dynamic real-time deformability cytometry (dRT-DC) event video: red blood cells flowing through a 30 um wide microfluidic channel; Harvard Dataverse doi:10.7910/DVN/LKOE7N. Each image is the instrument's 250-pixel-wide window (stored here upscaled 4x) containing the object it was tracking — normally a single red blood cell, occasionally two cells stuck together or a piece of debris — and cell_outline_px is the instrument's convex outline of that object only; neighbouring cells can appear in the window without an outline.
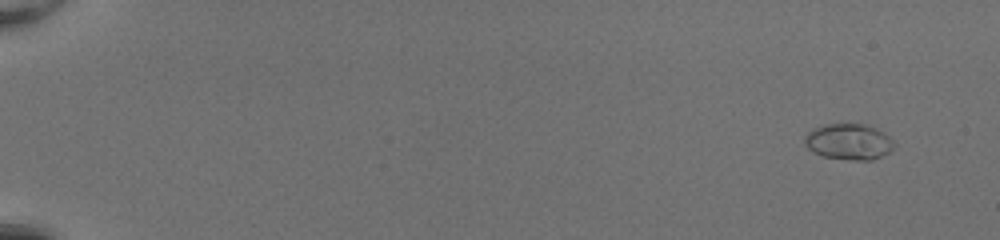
{"species": "common noctule bat (a hibernating species)", "species_latin": "Nyctalus noctula", "temperature_condition": "room temperature", "stored_images_in_passage": 50, "camera_frame_rate_fps": 3000, "um_per_image_px": 0.085, "animal": {"sex": "female", "body_mass_g": 20.0, "forearm_length_mm": 54.0}, "frame": {"image": 1, "passage_image": 1, "time_ms": 0.0, "image_size_px": [1000, 240], "cell_outline_px": [[896, 144], [888, 152], [872, 160], [852, 160], [824, 156], [812, 152], [804, 144], [804, 136], [812, 128], [824, 124], [864, 124], [876, 128], [884, 132]], "centroid_in_image_um": [72.12, 12.03], "position_along_channel_um": 12.9, "area_um2": 18.79}}
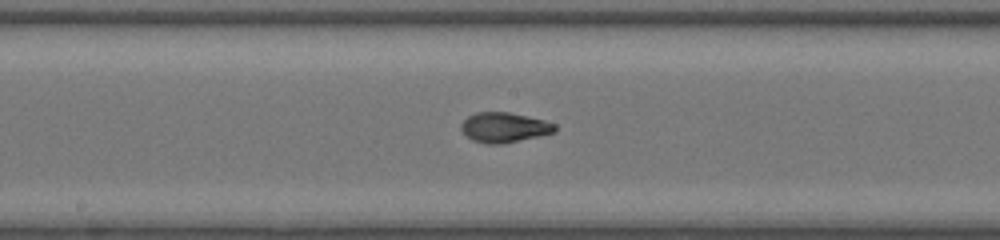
{"frame": {"image": 2, "passage_image": 28, "time_ms": 9.0, "image_size_px": [1000, 240], "cell_outline_px": [[556, 132], [540, 136], [504, 144], [488, 144], [472, 140], [460, 128], [460, 124], [468, 116], [476, 112], [508, 112], [528, 116], [544, 120], [556, 124]], "centroid_in_image_um": [42.88, 10.83], "position_along_channel_um": 205.3, "area_um2": 16.47}}
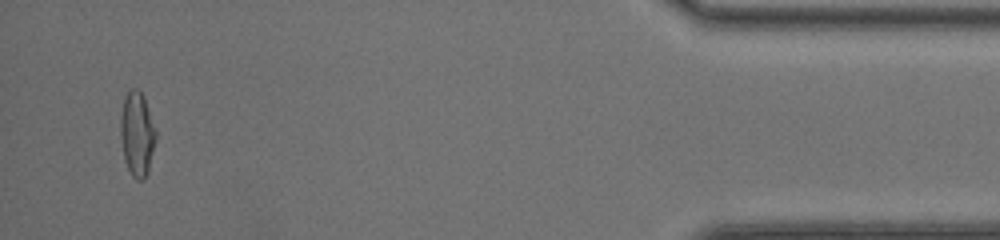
{"frame": {"image": 3, "passage_image": 48, "time_ms": 15.667, "image_size_px": [1000, 240], "cell_outline_px": [[156, 140], [148, 172], [144, 180], [136, 180], [132, 176], [124, 160], [120, 136], [120, 116], [124, 96], [132, 88], [136, 88], [144, 96], [156, 128]], "centroid_in_image_um": [11.65, 11.39], "position_along_channel_um": 423.5, "area_um2": 17.69}, "authors_computed_cell_mechanics": {"area_um2": 16.6175, "velocity_mm_per_s": 4.225, "shape_relaxation_time_tau1_ms": 4.6763, "shape_relaxation_time_tau2_ms": null, "deformation_change_tau1": 0.2297, "deformation_change_tau2": null}}